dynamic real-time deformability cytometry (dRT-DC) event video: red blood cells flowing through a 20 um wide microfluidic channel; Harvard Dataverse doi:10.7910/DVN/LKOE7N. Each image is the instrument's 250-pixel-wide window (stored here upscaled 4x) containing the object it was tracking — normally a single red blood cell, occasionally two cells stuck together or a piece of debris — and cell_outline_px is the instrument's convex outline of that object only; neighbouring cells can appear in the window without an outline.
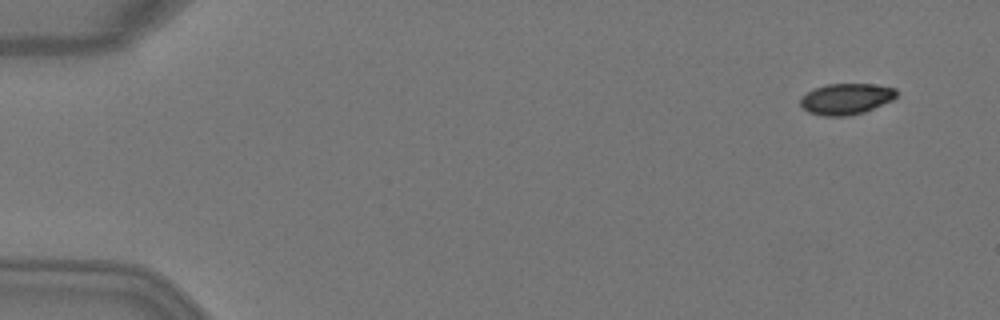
{"species": "Egyptian fruit bat (a non-hibernating species)", "species_latin": "Rousettus aegyptiacus", "temperature_condition": "warm", "stored_images_in_passage": 2, "camera_frame_rate_fps": 3000, "um_per_image_px": 0.085, "animal": {"sex": "female"}, "frame": {"image": 1, "passage_image": 1, "time_ms": 0.0, "image_size_px": [1000, 320], "cell_outline_px": [[896, 96], [892, 100], [864, 112], [848, 116], [824, 116], [808, 112], [800, 104], [800, 96], [816, 88], [828, 84], [872, 84], [896, 88]], "centroid_in_image_um": [71.91, 8.41], "position_along_channel_um": 13.1, "area_um2": 17.28}}